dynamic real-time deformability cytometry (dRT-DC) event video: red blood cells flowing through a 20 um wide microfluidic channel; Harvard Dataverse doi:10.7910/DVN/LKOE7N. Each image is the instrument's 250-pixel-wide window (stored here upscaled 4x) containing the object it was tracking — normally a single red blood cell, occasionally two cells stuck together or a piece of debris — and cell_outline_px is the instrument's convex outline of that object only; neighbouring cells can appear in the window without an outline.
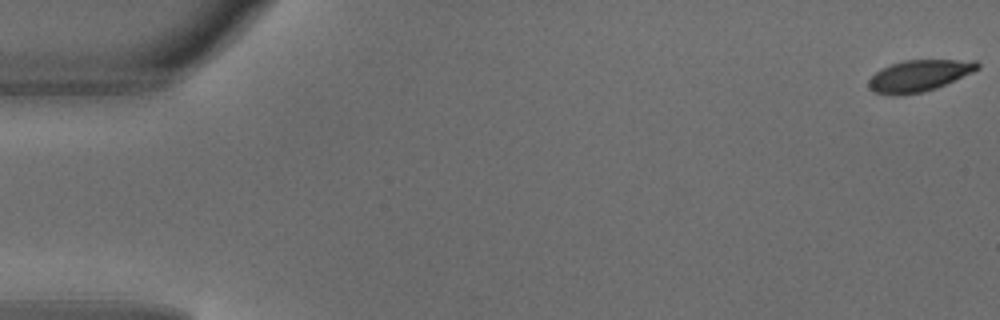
{"species": "common noctule bat (a hibernating species)", "species_latin": "Nyctalus noctula", "temperature_condition": "warm", "stored_images_in_passage": 6, "segment_of_instrument_passage": [1, 2], "camera_frame_rate_fps": 3000, "um_per_image_px": 0.085, "animal": {"sex": "male", "body_mass_g": 18.8}, "frame": {"image": 1, "passage_image": 1, "time_ms": 0.0, "image_size_px": [1000, 320], "cell_outline_px": [[980, 68], [972, 72], [936, 88], [924, 92], [900, 96], [892, 96], [872, 92], [868, 88], [868, 80], [880, 68], [904, 60], [976, 60], [980, 64]], "centroid_in_image_um": [78.08, 6.45], "position_along_channel_um": 6.9, "area_um2": 20.17}}